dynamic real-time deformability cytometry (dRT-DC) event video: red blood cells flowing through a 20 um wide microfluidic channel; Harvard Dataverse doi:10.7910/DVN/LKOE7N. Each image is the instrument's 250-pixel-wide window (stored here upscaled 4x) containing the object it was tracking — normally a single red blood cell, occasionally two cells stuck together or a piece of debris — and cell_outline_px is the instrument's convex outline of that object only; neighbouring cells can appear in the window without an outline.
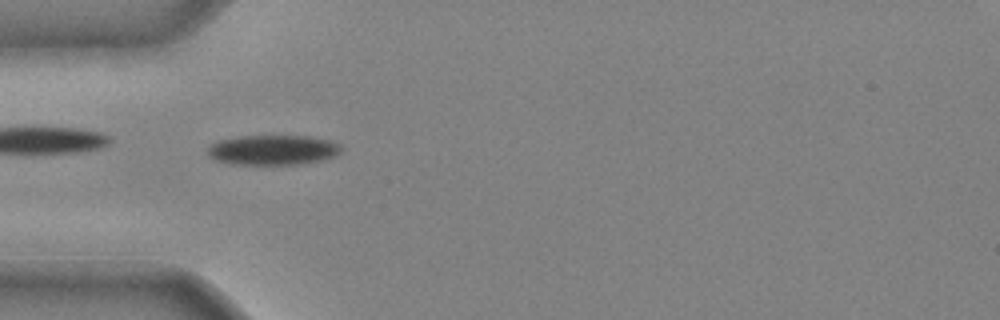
{"species": "common noctule bat (a hibernating species)", "species_latin": "Nyctalus noctula", "temperature_condition": "cold", "stored_images_in_passage": 40, "camera_frame_rate_fps": 3000, "um_per_image_px": 0.085, "animal": {"sex": "male", "body_mass_g": 20.4}, "frame": {"image": 1, "passage_image": 12, "time_ms": 3.667, "image_size_px": [1000, 320], "cell_outline_px": [[340, 152], [336, 156], [320, 160], [300, 164], [232, 164], [216, 160], [208, 156], [208, 144], [220, 140], [240, 136], [308, 136], [328, 140], [340, 144]], "centroid_in_image_um": [23.17, 12.74], "position_along_channel_um": 61.8, "area_um2": 23.24}}
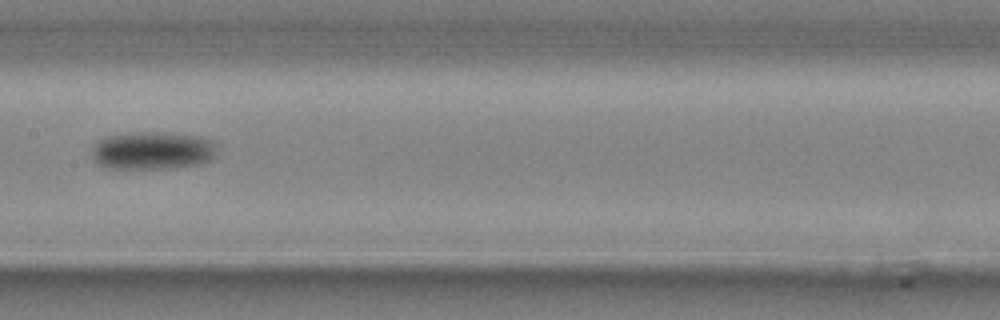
{"frame": {"image": 2, "passage_image": 21, "time_ms": 6.667, "image_size_px": [1000, 320], "cell_outline_px": [[216, 156], [212, 160], [200, 164], [176, 168], [112, 168], [100, 164], [92, 160], [92, 148], [104, 136], [136, 132], [164, 132], [200, 136], [212, 140], [216, 144]], "centroid_in_image_um": [13.02, 12.79], "position_along_channel_um": 194.4, "area_um2": 27.92}}
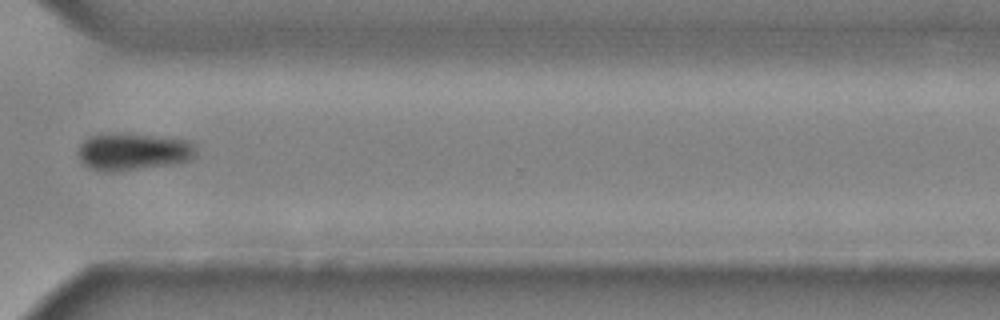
{"frame": {"image": 3, "passage_image": 32, "time_ms": 10.333, "image_size_px": [1000, 320], "cell_outline_px": [[196, 156], [192, 160], [172, 164], [116, 172], [104, 172], [88, 168], [80, 160], [80, 144], [88, 136], [104, 132], [120, 132], [160, 136], [192, 140], [196, 152]], "centroid_in_image_um": [11.33, 12.87], "position_along_channel_um": 359.3, "area_um2": 26.3}}